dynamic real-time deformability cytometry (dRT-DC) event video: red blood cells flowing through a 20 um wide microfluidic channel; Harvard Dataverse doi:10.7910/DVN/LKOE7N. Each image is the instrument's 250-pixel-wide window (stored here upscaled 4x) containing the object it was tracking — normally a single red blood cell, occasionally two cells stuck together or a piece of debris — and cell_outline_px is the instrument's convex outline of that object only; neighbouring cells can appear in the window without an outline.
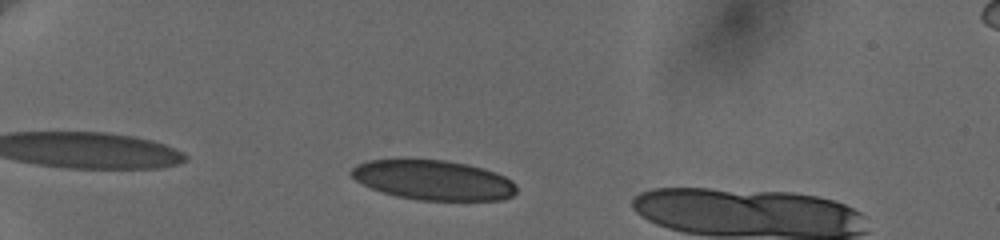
{"species": "human", "species_latin": "Homo sapiens", "temperature_condition": "cold", "stored_images_in_passage": 3, "camera_frame_rate_fps": 3000, "um_per_image_px": 0.085, "donor": {"sex": "female"}, "frame": {"image": 1, "passage_image": 1, "time_ms": 0.0, "image_size_px": [1000, 240], "cell_outline_px": [[516, 192], [512, 196], [500, 200], [416, 200], [396, 196], [372, 188], [356, 180], [348, 172], [356, 164], [368, 160], [444, 160], [468, 164], [484, 168], [496, 172], [512, 180], [516, 184]], "centroid_in_image_um": [36.85, 15.31], "position_along_channel_um": 48.1, "area_um2": 38.26}}